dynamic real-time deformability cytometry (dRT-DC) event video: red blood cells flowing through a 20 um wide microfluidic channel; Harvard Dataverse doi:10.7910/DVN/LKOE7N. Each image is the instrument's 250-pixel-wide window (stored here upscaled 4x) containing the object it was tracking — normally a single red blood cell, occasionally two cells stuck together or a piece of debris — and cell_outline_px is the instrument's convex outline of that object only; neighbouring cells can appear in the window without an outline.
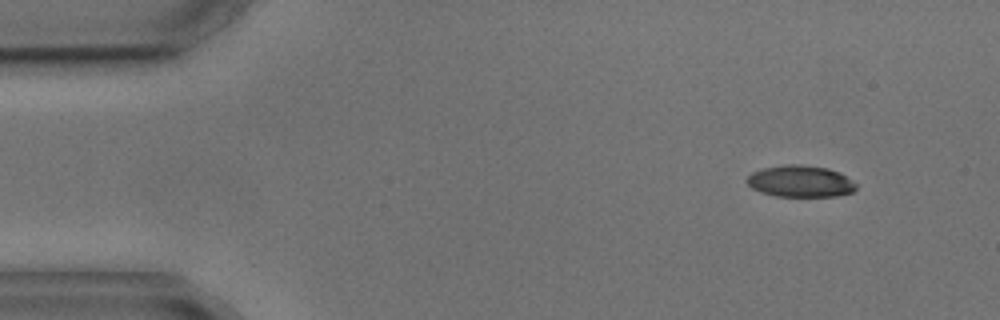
{"species": "common noctule bat (a hibernating species)", "species_latin": "Nyctalus noctula", "temperature_condition": "cold", "stored_images_in_passage": 8, "camera_frame_rate_fps": 3000, "um_per_image_px": 0.085, "animal": {"sex": "male", "body_mass_g": 17.9, "forearm_length_mm": 54.2}, "frame": {"image": 1, "passage_image": 1, "time_ms": 0.0, "image_size_px": [1000, 320], "cell_outline_px": [[856, 188], [852, 192], [836, 196], [776, 196], [760, 192], [752, 188], [744, 180], [752, 172], [764, 168], [784, 164], [800, 164], [828, 168], [840, 172], [856, 184]], "centroid_in_image_um": [68.01, 15.4], "position_along_channel_um": 17.0, "area_um2": 20.17}}
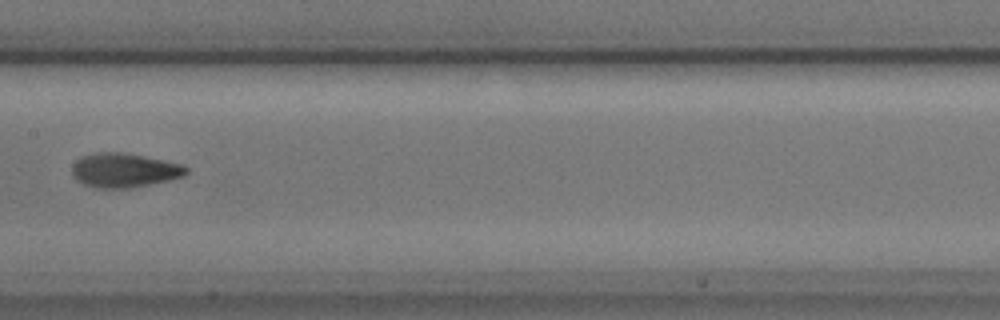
{"frame": {"image": 2, "passage_image": 7, "time_ms": 7.333, "image_size_px": [1000, 320], "cell_outline_px": [[188, 172], [184, 176], [168, 180], [128, 188], [96, 188], [84, 184], [76, 180], [72, 176], [72, 164], [76, 160], [84, 156], [96, 152], [120, 152], [144, 156], [180, 164], [188, 168]], "centroid_in_image_um": [10.52, 14.47], "position_along_channel_um": 196.9, "area_um2": 22.6}}
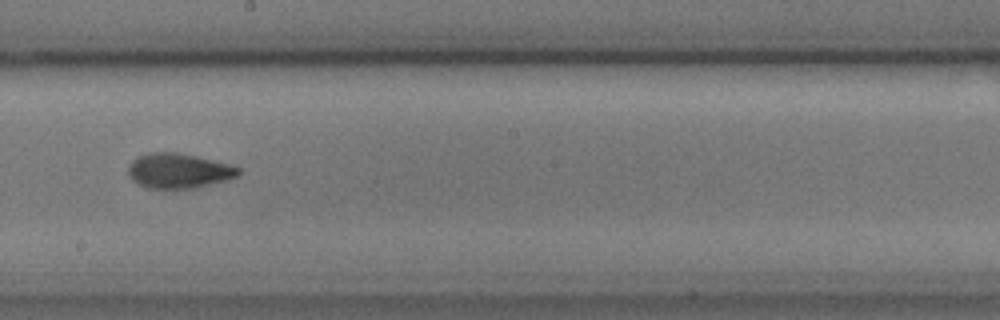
{"frame": {"image": 3, "passage_image": 8, "time_ms": 8.333, "image_size_px": [1000, 320], "cell_outline_px": [[240, 176], [228, 180], [192, 188], [148, 188], [136, 184], [128, 176], [128, 164], [132, 160], [140, 156], [152, 152], [176, 152], [196, 156], [228, 164], [240, 168]], "centroid_in_image_um": [15.17, 14.52], "position_along_channel_um": 233.0, "area_um2": 22.43}}